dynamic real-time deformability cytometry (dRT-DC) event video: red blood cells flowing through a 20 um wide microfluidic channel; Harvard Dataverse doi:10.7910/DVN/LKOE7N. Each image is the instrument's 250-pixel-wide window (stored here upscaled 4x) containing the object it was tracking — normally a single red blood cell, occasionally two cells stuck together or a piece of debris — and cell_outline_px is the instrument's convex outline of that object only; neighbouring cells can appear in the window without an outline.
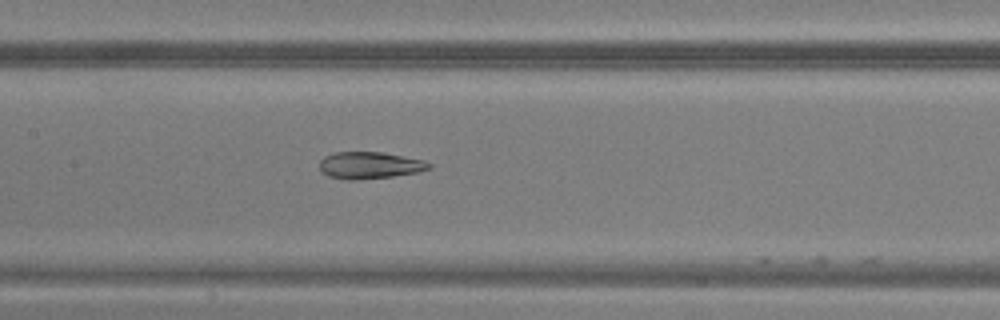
{"species": "common noctule bat (a hibernating species)", "species_latin": "Nyctalus noctula", "temperature_condition": "warm", "stored_images_in_passage": 14, "camera_frame_rate_fps": 3000, "um_per_image_px": 0.085, "animal": {"sex": "male", "body_mass_g": 20.5, "forearm_length_mm": 52.5}, "frame": {"image": 1, "passage_image": 10, "time_ms": 3.0, "image_size_px": [1000, 320], "cell_outline_px": [[432, 168], [420, 172], [392, 176], [356, 180], [348, 180], [328, 176], [320, 172], [320, 160], [324, 156], [336, 152], [380, 152], [424, 160], [432, 164]], "centroid_in_image_um": [31.42, 14.05], "position_along_channel_um": 176.0, "area_um2": 17.22}}
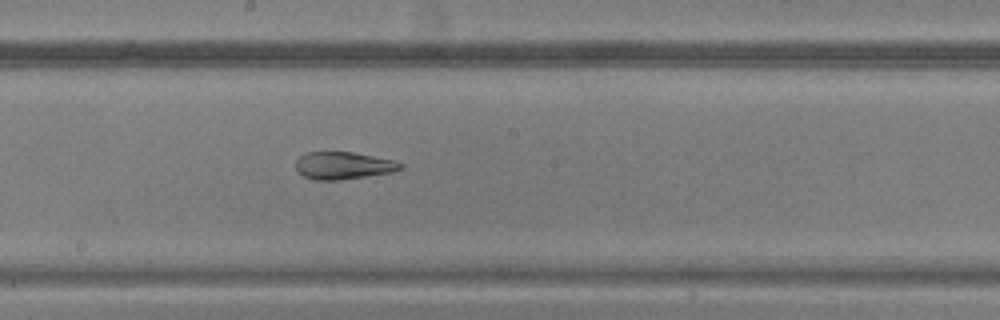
{"frame": {"image": 2, "passage_image": 13, "time_ms": 4.0, "image_size_px": [1000, 320], "cell_outline_px": [[404, 168], [392, 172], [340, 180], [312, 180], [296, 172], [296, 160], [300, 156], [308, 152], [352, 152], [396, 160], [404, 164]], "centroid_in_image_um": [29.19, 14.07], "position_along_channel_um": 219.0, "area_um2": 16.88}}